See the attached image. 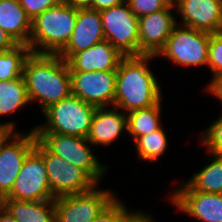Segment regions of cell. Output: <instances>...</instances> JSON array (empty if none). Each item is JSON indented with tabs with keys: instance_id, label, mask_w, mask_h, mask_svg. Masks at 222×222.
<instances>
[{
	"instance_id": "obj_1",
	"label": "cell",
	"mask_w": 222,
	"mask_h": 222,
	"mask_svg": "<svg viewBox=\"0 0 222 222\" xmlns=\"http://www.w3.org/2000/svg\"><path fill=\"white\" fill-rule=\"evenodd\" d=\"M28 97L44 112L51 105L72 94L67 61L58 54L30 53L23 66Z\"/></svg>"
},
{
	"instance_id": "obj_2",
	"label": "cell",
	"mask_w": 222,
	"mask_h": 222,
	"mask_svg": "<svg viewBox=\"0 0 222 222\" xmlns=\"http://www.w3.org/2000/svg\"><path fill=\"white\" fill-rule=\"evenodd\" d=\"M153 55L124 57L116 71L114 106L129 113L162 101L159 81L148 64Z\"/></svg>"
},
{
	"instance_id": "obj_3",
	"label": "cell",
	"mask_w": 222,
	"mask_h": 222,
	"mask_svg": "<svg viewBox=\"0 0 222 222\" xmlns=\"http://www.w3.org/2000/svg\"><path fill=\"white\" fill-rule=\"evenodd\" d=\"M77 9L62 1L32 20L29 47L32 53L59 54L69 42Z\"/></svg>"
},
{
	"instance_id": "obj_4",
	"label": "cell",
	"mask_w": 222,
	"mask_h": 222,
	"mask_svg": "<svg viewBox=\"0 0 222 222\" xmlns=\"http://www.w3.org/2000/svg\"><path fill=\"white\" fill-rule=\"evenodd\" d=\"M96 106L71 94L48 107L45 124L35 126V133H58L87 138Z\"/></svg>"
},
{
	"instance_id": "obj_5",
	"label": "cell",
	"mask_w": 222,
	"mask_h": 222,
	"mask_svg": "<svg viewBox=\"0 0 222 222\" xmlns=\"http://www.w3.org/2000/svg\"><path fill=\"white\" fill-rule=\"evenodd\" d=\"M36 136L51 153L83 169L97 184L103 179L108 166L100 163L87 138L58 133H36Z\"/></svg>"
},
{
	"instance_id": "obj_6",
	"label": "cell",
	"mask_w": 222,
	"mask_h": 222,
	"mask_svg": "<svg viewBox=\"0 0 222 222\" xmlns=\"http://www.w3.org/2000/svg\"><path fill=\"white\" fill-rule=\"evenodd\" d=\"M211 33L181 24L173 28L164 47L155 57H166L179 66H207Z\"/></svg>"
},
{
	"instance_id": "obj_7",
	"label": "cell",
	"mask_w": 222,
	"mask_h": 222,
	"mask_svg": "<svg viewBox=\"0 0 222 222\" xmlns=\"http://www.w3.org/2000/svg\"><path fill=\"white\" fill-rule=\"evenodd\" d=\"M44 159L54 198L92 190L98 184L83 170L51 153L38 139L34 148Z\"/></svg>"
},
{
	"instance_id": "obj_8",
	"label": "cell",
	"mask_w": 222,
	"mask_h": 222,
	"mask_svg": "<svg viewBox=\"0 0 222 222\" xmlns=\"http://www.w3.org/2000/svg\"><path fill=\"white\" fill-rule=\"evenodd\" d=\"M105 40L122 55L139 56V20L128 3L100 11Z\"/></svg>"
},
{
	"instance_id": "obj_9",
	"label": "cell",
	"mask_w": 222,
	"mask_h": 222,
	"mask_svg": "<svg viewBox=\"0 0 222 222\" xmlns=\"http://www.w3.org/2000/svg\"><path fill=\"white\" fill-rule=\"evenodd\" d=\"M114 193L95 186L88 192L55 198V222H93L117 197Z\"/></svg>"
},
{
	"instance_id": "obj_10",
	"label": "cell",
	"mask_w": 222,
	"mask_h": 222,
	"mask_svg": "<svg viewBox=\"0 0 222 222\" xmlns=\"http://www.w3.org/2000/svg\"><path fill=\"white\" fill-rule=\"evenodd\" d=\"M3 199L55 200L50 190L44 159L35 149L27 155L10 193Z\"/></svg>"
},
{
	"instance_id": "obj_11",
	"label": "cell",
	"mask_w": 222,
	"mask_h": 222,
	"mask_svg": "<svg viewBox=\"0 0 222 222\" xmlns=\"http://www.w3.org/2000/svg\"><path fill=\"white\" fill-rule=\"evenodd\" d=\"M35 127L26 133H15L0 150V196L11 191L23 162L36 145Z\"/></svg>"
},
{
	"instance_id": "obj_12",
	"label": "cell",
	"mask_w": 222,
	"mask_h": 222,
	"mask_svg": "<svg viewBox=\"0 0 222 222\" xmlns=\"http://www.w3.org/2000/svg\"><path fill=\"white\" fill-rule=\"evenodd\" d=\"M72 94L96 107L114 106L116 71L70 72Z\"/></svg>"
},
{
	"instance_id": "obj_13",
	"label": "cell",
	"mask_w": 222,
	"mask_h": 222,
	"mask_svg": "<svg viewBox=\"0 0 222 222\" xmlns=\"http://www.w3.org/2000/svg\"><path fill=\"white\" fill-rule=\"evenodd\" d=\"M168 197L175 208L200 222H222V194L195 191L184 183Z\"/></svg>"
},
{
	"instance_id": "obj_14",
	"label": "cell",
	"mask_w": 222,
	"mask_h": 222,
	"mask_svg": "<svg viewBox=\"0 0 222 222\" xmlns=\"http://www.w3.org/2000/svg\"><path fill=\"white\" fill-rule=\"evenodd\" d=\"M174 8V9H173ZM172 2L167 8L142 16L139 20V56H156L164 47L166 40L177 25Z\"/></svg>"
},
{
	"instance_id": "obj_15",
	"label": "cell",
	"mask_w": 222,
	"mask_h": 222,
	"mask_svg": "<svg viewBox=\"0 0 222 222\" xmlns=\"http://www.w3.org/2000/svg\"><path fill=\"white\" fill-rule=\"evenodd\" d=\"M182 26L209 33L222 32V0H173Z\"/></svg>"
},
{
	"instance_id": "obj_16",
	"label": "cell",
	"mask_w": 222,
	"mask_h": 222,
	"mask_svg": "<svg viewBox=\"0 0 222 222\" xmlns=\"http://www.w3.org/2000/svg\"><path fill=\"white\" fill-rule=\"evenodd\" d=\"M105 40L100 12L92 9H77V18L71 38L58 54L67 61L73 54L88 49Z\"/></svg>"
},
{
	"instance_id": "obj_17",
	"label": "cell",
	"mask_w": 222,
	"mask_h": 222,
	"mask_svg": "<svg viewBox=\"0 0 222 222\" xmlns=\"http://www.w3.org/2000/svg\"><path fill=\"white\" fill-rule=\"evenodd\" d=\"M124 57L108 40H103L73 54L67 63L70 72L117 71Z\"/></svg>"
},
{
	"instance_id": "obj_18",
	"label": "cell",
	"mask_w": 222,
	"mask_h": 222,
	"mask_svg": "<svg viewBox=\"0 0 222 222\" xmlns=\"http://www.w3.org/2000/svg\"><path fill=\"white\" fill-rule=\"evenodd\" d=\"M127 114L112 106L97 107L92 117L88 141L93 145L109 146L122 132H127Z\"/></svg>"
},
{
	"instance_id": "obj_19",
	"label": "cell",
	"mask_w": 222,
	"mask_h": 222,
	"mask_svg": "<svg viewBox=\"0 0 222 222\" xmlns=\"http://www.w3.org/2000/svg\"><path fill=\"white\" fill-rule=\"evenodd\" d=\"M0 28L18 44L29 46L32 20L19 0H0Z\"/></svg>"
},
{
	"instance_id": "obj_20",
	"label": "cell",
	"mask_w": 222,
	"mask_h": 222,
	"mask_svg": "<svg viewBox=\"0 0 222 222\" xmlns=\"http://www.w3.org/2000/svg\"><path fill=\"white\" fill-rule=\"evenodd\" d=\"M2 206L18 222H55L54 200L20 201L3 199Z\"/></svg>"
},
{
	"instance_id": "obj_21",
	"label": "cell",
	"mask_w": 222,
	"mask_h": 222,
	"mask_svg": "<svg viewBox=\"0 0 222 222\" xmlns=\"http://www.w3.org/2000/svg\"><path fill=\"white\" fill-rule=\"evenodd\" d=\"M209 154L210 163L184 183L195 191L222 194V155Z\"/></svg>"
},
{
	"instance_id": "obj_22",
	"label": "cell",
	"mask_w": 222,
	"mask_h": 222,
	"mask_svg": "<svg viewBox=\"0 0 222 222\" xmlns=\"http://www.w3.org/2000/svg\"><path fill=\"white\" fill-rule=\"evenodd\" d=\"M161 103L148 108L138 109L127 113V134L134 142L143 135L153 132L162 127Z\"/></svg>"
},
{
	"instance_id": "obj_23",
	"label": "cell",
	"mask_w": 222,
	"mask_h": 222,
	"mask_svg": "<svg viewBox=\"0 0 222 222\" xmlns=\"http://www.w3.org/2000/svg\"><path fill=\"white\" fill-rule=\"evenodd\" d=\"M30 104L23 76L14 80L0 81V117L15 113Z\"/></svg>"
},
{
	"instance_id": "obj_24",
	"label": "cell",
	"mask_w": 222,
	"mask_h": 222,
	"mask_svg": "<svg viewBox=\"0 0 222 222\" xmlns=\"http://www.w3.org/2000/svg\"><path fill=\"white\" fill-rule=\"evenodd\" d=\"M30 53V47L25 44H18L8 51H0V81L23 76V66Z\"/></svg>"
},
{
	"instance_id": "obj_25",
	"label": "cell",
	"mask_w": 222,
	"mask_h": 222,
	"mask_svg": "<svg viewBox=\"0 0 222 222\" xmlns=\"http://www.w3.org/2000/svg\"><path fill=\"white\" fill-rule=\"evenodd\" d=\"M137 155L146 162H155L168 148V139L163 127L140 136L135 142Z\"/></svg>"
},
{
	"instance_id": "obj_26",
	"label": "cell",
	"mask_w": 222,
	"mask_h": 222,
	"mask_svg": "<svg viewBox=\"0 0 222 222\" xmlns=\"http://www.w3.org/2000/svg\"><path fill=\"white\" fill-rule=\"evenodd\" d=\"M200 140L208 153L222 155V114L204 130Z\"/></svg>"
},
{
	"instance_id": "obj_27",
	"label": "cell",
	"mask_w": 222,
	"mask_h": 222,
	"mask_svg": "<svg viewBox=\"0 0 222 222\" xmlns=\"http://www.w3.org/2000/svg\"><path fill=\"white\" fill-rule=\"evenodd\" d=\"M138 17L149 15L167 8L173 0H125Z\"/></svg>"
},
{
	"instance_id": "obj_28",
	"label": "cell",
	"mask_w": 222,
	"mask_h": 222,
	"mask_svg": "<svg viewBox=\"0 0 222 222\" xmlns=\"http://www.w3.org/2000/svg\"><path fill=\"white\" fill-rule=\"evenodd\" d=\"M207 66L213 73L212 75L222 72V32L210 35Z\"/></svg>"
},
{
	"instance_id": "obj_29",
	"label": "cell",
	"mask_w": 222,
	"mask_h": 222,
	"mask_svg": "<svg viewBox=\"0 0 222 222\" xmlns=\"http://www.w3.org/2000/svg\"><path fill=\"white\" fill-rule=\"evenodd\" d=\"M130 211L117 196L93 222H122Z\"/></svg>"
},
{
	"instance_id": "obj_30",
	"label": "cell",
	"mask_w": 222,
	"mask_h": 222,
	"mask_svg": "<svg viewBox=\"0 0 222 222\" xmlns=\"http://www.w3.org/2000/svg\"><path fill=\"white\" fill-rule=\"evenodd\" d=\"M22 8L33 20L46 9L61 2V0H19Z\"/></svg>"
},
{
	"instance_id": "obj_31",
	"label": "cell",
	"mask_w": 222,
	"mask_h": 222,
	"mask_svg": "<svg viewBox=\"0 0 222 222\" xmlns=\"http://www.w3.org/2000/svg\"><path fill=\"white\" fill-rule=\"evenodd\" d=\"M206 92L222 102V72L212 75V79L207 85Z\"/></svg>"
},
{
	"instance_id": "obj_32",
	"label": "cell",
	"mask_w": 222,
	"mask_h": 222,
	"mask_svg": "<svg viewBox=\"0 0 222 222\" xmlns=\"http://www.w3.org/2000/svg\"><path fill=\"white\" fill-rule=\"evenodd\" d=\"M15 122H2L0 121V150L5 143L16 133Z\"/></svg>"
},
{
	"instance_id": "obj_33",
	"label": "cell",
	"mask_w": 222,
	"mask_h": 222,
	"mask_svg": "<svg viewBox=\"0 0 222 222\" xmlns=\"http://www.w3.org/2000/svg\"><path fill=\"white\" fill-rule=\"evenodd\" d=\"M152 214H145V212L141 211H130L123 219L122 222H156L153 219Z\"/></svg>"
},
{
	"instance_id": "obj_34",
	"label": "cell",
	"mask_w": 222,
	"mask_h": 222,
	"mask_svg": "<svg viewBox=\"0 0 222 222\" xmlns=\"http://www.w3.org/2000/svg\"><path fill=\"white\" fill-rule=\"evenodd\" d=\"M125 0H92L91 1V8L92 10L102 11L105 9H109L111 7L120 5Z\"/></svg>"
},
{
	"instance_id": "obj_35",
	"label": "cell",
	"mask_w": 222,
	"mask_h": 222,
	"mask_svg": "<svg viewBox=\"0 0 222 222\" xmlns=\"http://www.w3.org/2000/svg\"><path fill=\"white\" fill-rule=\"evenodd\" d=\"M18 43L0 28V51H8L17 46Z\"/></svg>"
},
{
	"instance_id": "obj_36",
	"label": "cell",
	"mask_w": 222,
	"mask_h": 222,
	"mask_svg": "<svg viewBox=\"0 0 222 222\" xmlns=\"http://www.w3.org/2000/svg\"><path fill=\"white\" fill-rule=\"evenodd\" d=\"M64 4L75 9H90L92 0H61Z\"/></svg>"
},
{
	"instance_id": "obj_37",
	"label": "cell",
	"mask_w": 222,
	"mask_h": 222,
	"mask_svg": "<svg viewBox=\"0 0 222 222\" xmlns=\"http://www.w3.org/2000/svg\"><path fill=\"white\" fill-rule=\"evenodd\" d=\"M0 222H18L16 221L10 213L2 206L0 208Z\"/></svg>"
},
{
	"instance_id": "obj_38",
	"label": "cell",
	"mask_w": 222,
	"mask_h": 222,
	"mask_svg": "<svg viewBox=\"0 0 222 222\" xmlns=\"http://www.w3.org/2000/svg\"><path fill=\"white\" fill-rule=\"evenodd\" d=\"M2 204H3V199H2V197L0 196V208L2 207Z\"/></svg>"
}]
</instances>
